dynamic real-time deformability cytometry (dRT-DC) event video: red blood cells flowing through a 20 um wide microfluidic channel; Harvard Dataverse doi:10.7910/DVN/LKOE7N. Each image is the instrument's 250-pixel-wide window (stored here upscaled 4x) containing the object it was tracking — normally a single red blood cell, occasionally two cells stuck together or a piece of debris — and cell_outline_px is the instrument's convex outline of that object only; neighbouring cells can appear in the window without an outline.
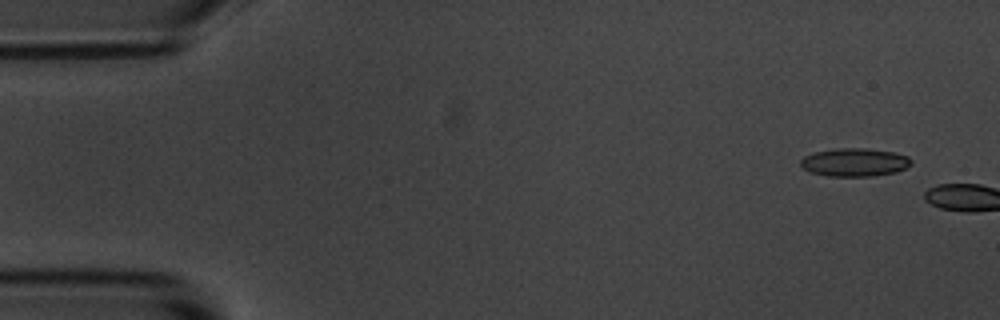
{"species": "common noctule bat (a hibernating species)", "species_latin": "Nyctalus noctula", "temperature_condition": "room temperature", "stored_images_in_passage": 2, "camera_frame_rate_fps": 3000, "um_per_image_px": 0.085, "animal": {"sex": "male", "body_mass_g": 20.1, "forearm_length_mm": 53.5}, "frame": {"image": 1, "passage_image": 1, "time_ms": 0.0, "image_size_px": [1000, 320], "cell_outline_px": [[912, 164], [896, 172], [872, 176], [828, 176], [812, 172], [804, 168], [800, 164], [800, 160], [804, 156], [816, 152], [836, 148], [864, 148], [892, 152], [908, 156], [912, 160]], "centroid_in_image_um": [72.65, 13.79], "position_along_channel_um": 12.4, "area_um2": 18.03}}